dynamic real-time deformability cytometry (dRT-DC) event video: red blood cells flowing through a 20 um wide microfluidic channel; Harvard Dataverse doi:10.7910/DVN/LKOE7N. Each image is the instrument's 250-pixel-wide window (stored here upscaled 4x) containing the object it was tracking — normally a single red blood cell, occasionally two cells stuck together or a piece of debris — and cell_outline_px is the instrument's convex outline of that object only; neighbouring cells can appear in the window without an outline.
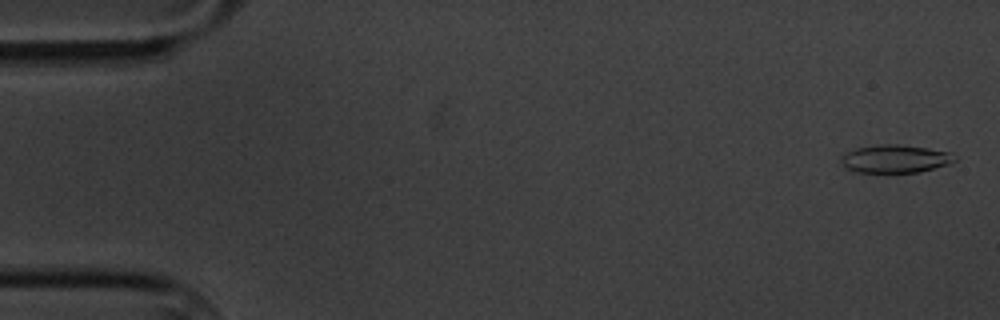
{"species": "common noctule bat (a hibernating species)", "species_latin": "Nyctalus noctula", "temperature_condition": "cold", "stored_images_in_passage": 59, "camera_frame_rate_fps": 3000, "um_per_image_px": 0.085, "animal": {"sex": "male", "body_mass_g": 20.1, "forearm_length_mm": 53.5}, "frame": {"image": 1, "passage_image": 2, "time_ms": 0.333, "image_size_px": [1000, 320], "cell_outline_px": [[956, 160], [948, 164], [920, 172], [856, 172], [848, 168], [840, 160], [840, 156], [856, 148], [876, 144], [896, 144], [928, 148], [952, 152], [956, 156]], "centroid_in_image_um": [76.12, 13.49], "position_along_channel_um": 8.9, "area_um2": 18.5}}
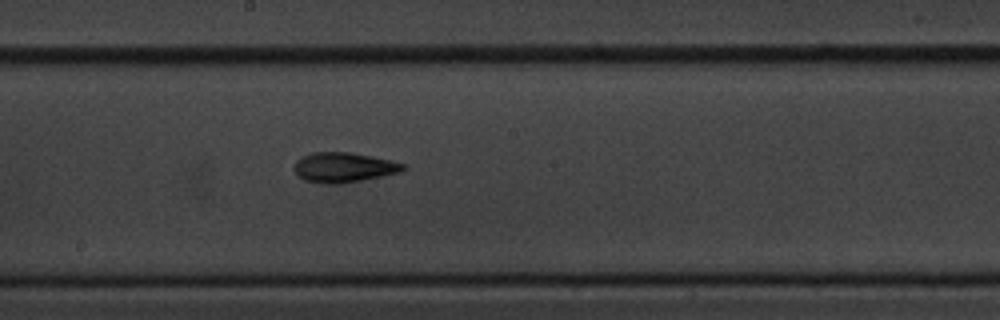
{"frame": {"image": 2, "passage_image": 32, "time_ms": 10.333, "image_size_px": [1000, 320], "cell_outline_px": [[408, 168], [400, 172], [340, 184], [324, 184], [304, 180], [292, 168], [296, 160], [312, 152], [352, 152], [392, 160], [404, 164]], "centroid_in_image_um": [29.21, 14.22], "position_along_channel_um": 219.0, "area_um2": 19.02}}
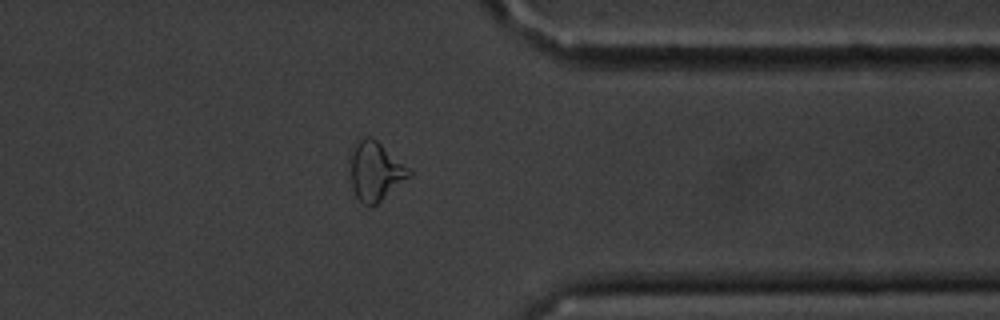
{"frame": {"image": 3, "passage_image": 47, "time_ms": 15.333, "image_size_px": [1000, 320], "cell_outline_px": [[412, 176], [376, 204], [368, 208], [356, 196], [352, 188], [348, 152], [352, 144], [356, 140], [364, 136], [372, 136], [412, 172]], "centroid_in_image_um": [31.84, 14.52], "position_along_channel_um": 379.6, "area_um2": 20.58}, "authors_computed_cell_mechanics": {"area_um2": 18.496, "velocity_mm_per_s": 3.3704, "shape_relaxation_time_tau1_ms": 4.455, "shape_relaxation_time_tau2_ms": 4.6574, "deformation_change_tau1": 0.1354, "deformation_change_tau2": 0.1354}}